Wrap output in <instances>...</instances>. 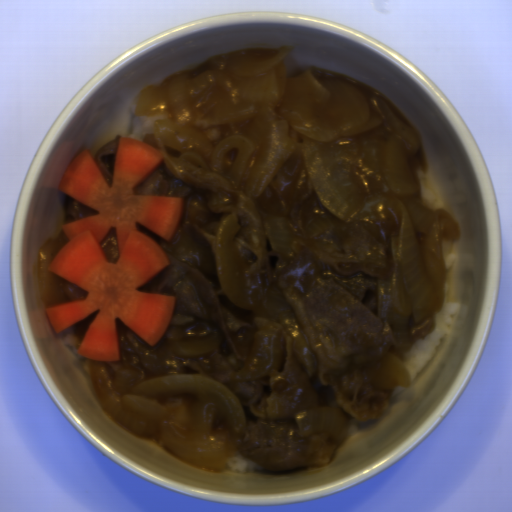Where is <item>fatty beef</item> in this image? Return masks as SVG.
Returning a JSON list of instances; mask_svg holds the SVG:
<instances>
[{"label": "fatty beef", "mask_w": 512, "mask_h": 512, "mask_svg": "<svg viewBox=\"0 0 512 512\" xmlns=\"http://www.w3.org/2000/svg\"><path fill=\"white\" fill-rule=\"evenodd\" d=\"M63 207L65 211L66 223L97 215L99 212L69 195H65L63 199Z\"/></svg>", "instance_id": "fatty-beef-3"}, {"label": "fatty beef", "mask_w": 512, "mask_h": 512, "mask_svg": "<svg viewBox=\"0 0 512 512\" xmlns=\"http://www.w3.org/2000/svg\"><path fill=\"white\" fill-rule=\"evenodd\" d=\"M62 291L64 295L69 298L71 301L87 297V291L83 288L76 286L70 282L63 285Z\"/></svg>", "instance_id": "fatty-beef-5"}, {"label": "fatty beef", "mask_w": 512, "mask_h": 512, "mask_svg": "<svg viewBox=\"0 0 512 512\" xmlns=\"http://www.w3.org/2000/svg\"><path fill=\"white\" fill-rule=\"evenodd\" d=\"M99 244L108 263L114 264L117 262L119 258V246L115 227L108 229Z\"/></svg>", "instance_id": "fatty-beef-4"}, {"label": "fatty beef", "mask_w": 512, "mask_h": 512, "mask_svg": "<svg viewBox=\"0 0 512 512\" xmlns=\"http://www.w3.org/2000/svg\"><path fill=\"white\" fill-rule=\"evenodd\" d=\"M295 147L258 196L242 189L214 192L179 179L163 159L135 194L183 198L176 233L165 241L140 224L169 265L138 287L176 297L171 319L155 346L116 318L119 361H102L112 388L128 394L145 380L196 374L218 382L241 405L245 427L232 438L228 460L240 452L262 471L328 463L339 440L323 432L300 435L296 414L340 409L350 420H377L394 390L372 385L368 369L385 355L402 364L417 342L396 338L378 313V281L392 277L394 235L403 209L395 189L368 166L355 137L319 143L286 127ZM264 214L284 217L294 251H271ZM232 214L234 267L247 289V306L222 291L215 264L217 231ZM326 218L329 229L310 237L308 226ZM281 288L316 361L306 375L293 339L266 308ZM220 338V347L183 356L176 342Z\"/></svg>", "instance_id": "fatty-beef-1"}, {"label": "fatty beef", "mask_w": 512, "mask_h": 512, "mask_svg": "<svg viewBox=\"0 0 512 512\" xmlns=\"http://www.w3.org/2000/svg\"><path fill=\"white\" fill-rule=\"evenodd\" d=\"M143 141L147 142L148 144L152 145L153 147H155L161 151V146L158 143L157 139L155 138L153 132L147 133L146 136L144 137Z\"/></svg>", "instance_id": "fatty-beef-6"}, {"label": "fatty beef", "mask_w": 512, "mask_h": 512, "mask_svg": "<svg viewBox=\"0 0 512 512\" xmlns=\"http://www.w3.org/2000/svg\"><path fill=\"white\" fill-rule=\"evenodd\" d=\"M121 138V135L116 136L111 141L101 146L94 155L97 166L109 188L112 187L113 184L115 155Z\"/></svg>", "instance_id": "fatty-beef-2"}]
</instances>
